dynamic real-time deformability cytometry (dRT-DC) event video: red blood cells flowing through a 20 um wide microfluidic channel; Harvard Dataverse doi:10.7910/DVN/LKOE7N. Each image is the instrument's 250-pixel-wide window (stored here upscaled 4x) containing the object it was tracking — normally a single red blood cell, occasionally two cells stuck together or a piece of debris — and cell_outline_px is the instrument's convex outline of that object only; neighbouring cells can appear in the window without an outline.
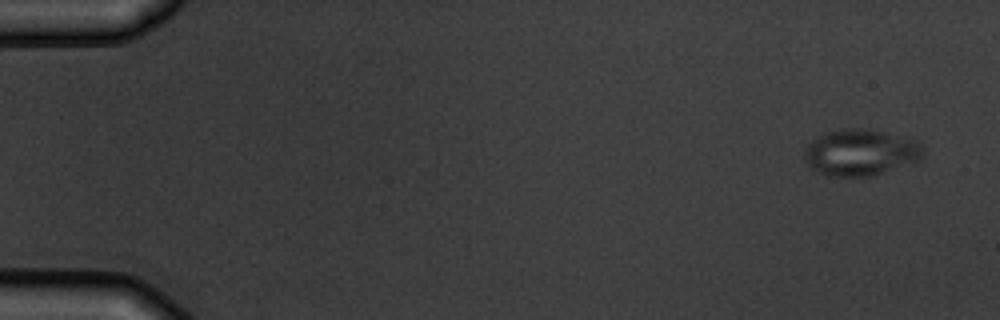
{"species": "common noctule bat (a hibernating species)", "species_latin": "Nyctalus noctula", "temperature_condition": "warm", "stored_images_in_passage": 5, "camera_frame_rate_fps": 3000, "um_per_image_px": 0.085, "animal": {"sex": "male", "body_mass_g": 19.5, "forearm_length_mm": 54.6}, "frame": {"image": 1, "passage_image": 1, "time_ms": 0.0, "image_size_px": [1000, 320], "cell_outline_px": [[924, 156], [920, 160], [872, 176], [828, 176], [812, 168], [808, 164], [804, 152], [808, 144], [812, 140], [824, 132], [848, 128], [860, 128], [884, 132], [912, 140], [920, 144], [924, 152]], "centroid_in_image_um": [73.14, 12.96], "position_along_channel_um": 11.9, "area_um2": 31.67}}